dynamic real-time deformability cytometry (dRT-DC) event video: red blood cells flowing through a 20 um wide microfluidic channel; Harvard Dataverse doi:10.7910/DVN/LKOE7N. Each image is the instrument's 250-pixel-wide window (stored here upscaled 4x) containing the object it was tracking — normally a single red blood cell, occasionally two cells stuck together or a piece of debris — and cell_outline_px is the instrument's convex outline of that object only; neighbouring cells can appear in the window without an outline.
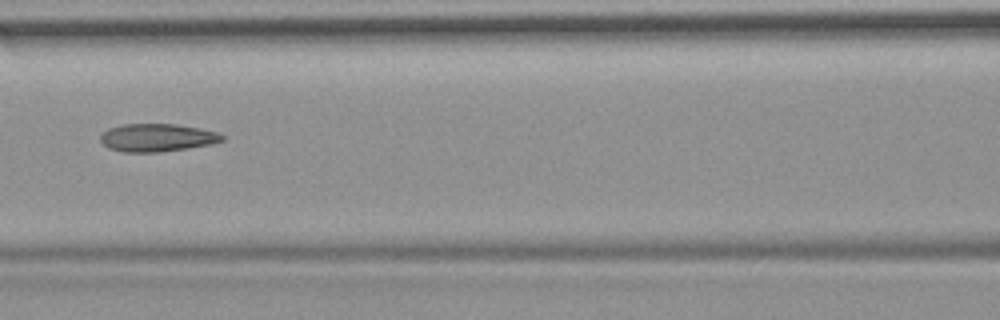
{"species": "common noctule bat (a hibernating species)", "species_latin": "Nyctalus noctula", "temperature_condition": "room temperature", "stored_images_in_passage": 54, "camera_frame_rate_fps": 3000, "um_per_image_px": 0.085, "animal": {"sex": "female", "body_mass_g": 19.9}, "frame": {"image": 1, "passage_image": 24, "time_ms": 7.667, "image_size_px": [1000, 320], "cell_outline_px": [[224, 140], [208, 144], [188, 148], [160, 152], [124, 152], [108, 148], [100, 140], [100, 136], [108, 128], [124, 124], [176, 124], [200, 128], [216, 132], [224, 136]], "centroid_in_image_um": [13.33, 11.7], "position_along_channel_um": 153.3, "area_um2": 19.65}, "authors_computed_cell_mechanics": {"area_um2": 19.9699, "velocity_mm_per_s": 3.7213, "shape_relaxation_time_tau1_ms": null, "shape_relaxation_time_tau2_ms": 4.4402, "deformation_change_tau1": null, "deformation_change_tau2": 0.1381}}